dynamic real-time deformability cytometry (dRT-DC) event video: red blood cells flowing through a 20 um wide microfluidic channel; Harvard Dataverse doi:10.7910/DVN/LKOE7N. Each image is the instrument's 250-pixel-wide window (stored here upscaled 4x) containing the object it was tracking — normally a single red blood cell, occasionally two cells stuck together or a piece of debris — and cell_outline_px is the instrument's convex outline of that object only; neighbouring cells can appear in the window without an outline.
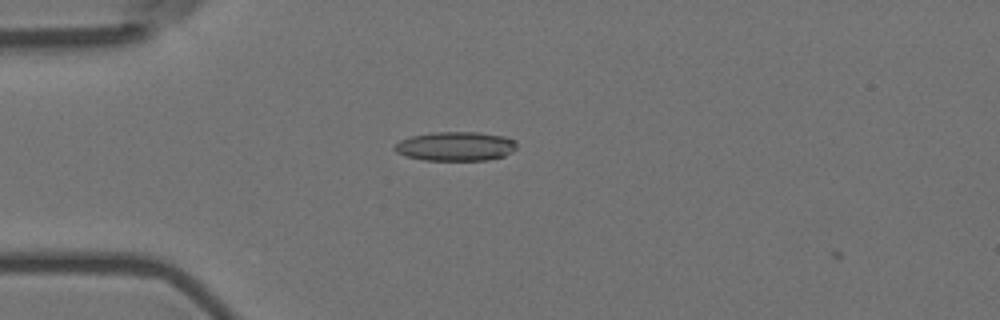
{"species": "Egyptian fruit bat (a non-hibernating species)", "species_latin": "Rousettus aegyptiacus", "temperature_condition": "room temperature", "stored_images_in_passage": 42, "camera_frame_rate_fps": 3000, "um_per_image_px": 0.085, "animal": {"sex": "female"}, "frame": {"image": 1, "passage_image": 2, "time_ms": 0.333, "image_size_px": [1000, 320], "cell_outline_px": [[516, 148], [512, 152], [504, 156], [488, 160], [424, 160], [404, 156], [396, 152], [392, 148], [400, 140], [412, 136], [432, 132], [480, 132], [504, 136], [516, 140]], "centroid_in_image_um": [38.73, 12.43], "position_along_channel_um": 46.3, "area_um2": 20.92}}
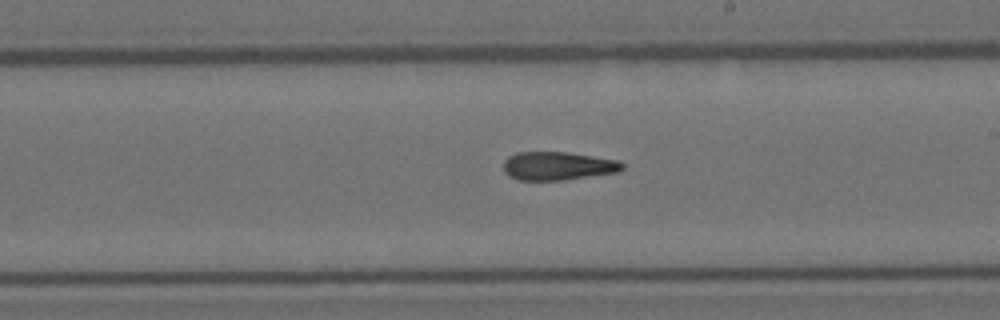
{"frame": {"image": 2, "passage_image": 19, "time_ms": 6.0, "image_size_px": [1000, 320], "cell_outline_px": [[624, 168], [620, 172], [564, 180], [516, 180], [508, 176], [504, 172], [504, 160], [508, 156], [516, 152], [568, 152], [620, 160], [624, 164]], "centroid_in_image_um": [47.43, 14.1], "position_along_channel_um": 241.6, "area_um2": 20.0}}
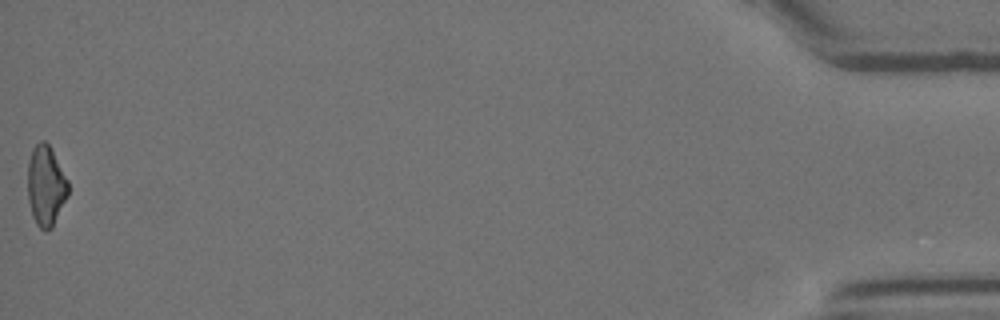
{"frame": {"image": 3, "passage_image": 42, "time_ms": 13.667, "image_size_px": [1000, 320], "cell_outline_px": [[68, 196], [52, 228], [40, 228], [36, 224], [32, 216], [28, 200], [28, 160], [32, 148], [40, 140], [44, 140], [48, 144], [68, 180]], "centroid_in_image_um": [3.89, 15.78], "position_along_channel_um": 431.3, "area_um2": 18.84}, "authors_computed_cell_mechanics": {"area_um2": 20.0277, "velocity_mm_per_s": 3.7519, "shape_relaxation_time_tau1_ms": null, "shape_relaxation_time_tau2_ms": 6.6252, "deformation_change_tau1": null, "deformation_change_tau2": 0.199}}